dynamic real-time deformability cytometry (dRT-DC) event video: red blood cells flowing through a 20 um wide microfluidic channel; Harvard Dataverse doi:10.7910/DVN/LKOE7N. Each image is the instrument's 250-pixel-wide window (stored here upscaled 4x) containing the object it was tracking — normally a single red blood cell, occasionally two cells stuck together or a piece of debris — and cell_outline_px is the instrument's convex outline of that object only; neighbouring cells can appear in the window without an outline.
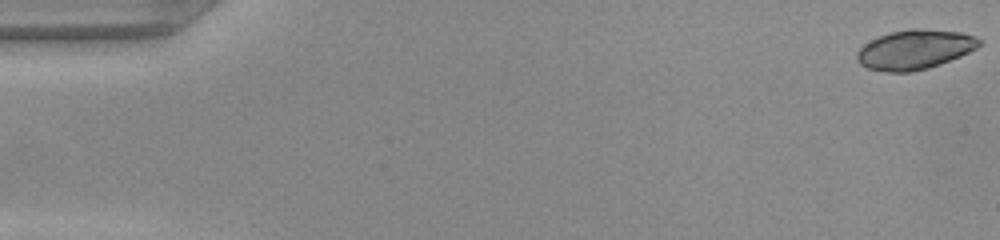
{"species": "common noctule bat (a hibernating species)", "species_latin": "Nyctalus noctula", "temperature_condition": "warm", "stored_images_in_passage": 7, "camera_frame_rate_fps": 3000, "um_per_image_px": 0.085, "animal": {"sex": "female", "body_mass_g": 22.0, "forearm_length_mm": 56.7}, "frame": {"image": 1, "passage_image": 1, "time_ms": 0.0, "image_size_px": [1000, 240], "cell_outline_px": [[984, 44], [960, 56], [940, 64], [928, 68], [912, 72], [888, 72], [868, 68], [860, 64], [856, 60], [856, 52], [864, 44], [888, 32], [912, 28], [916, 28], [960, 32], [972, 36], [980, 40]], "centroid_in_image_um": [77.74, 4.21], "position_along_channel_um": 7.3, "area_um2": 28.09}}